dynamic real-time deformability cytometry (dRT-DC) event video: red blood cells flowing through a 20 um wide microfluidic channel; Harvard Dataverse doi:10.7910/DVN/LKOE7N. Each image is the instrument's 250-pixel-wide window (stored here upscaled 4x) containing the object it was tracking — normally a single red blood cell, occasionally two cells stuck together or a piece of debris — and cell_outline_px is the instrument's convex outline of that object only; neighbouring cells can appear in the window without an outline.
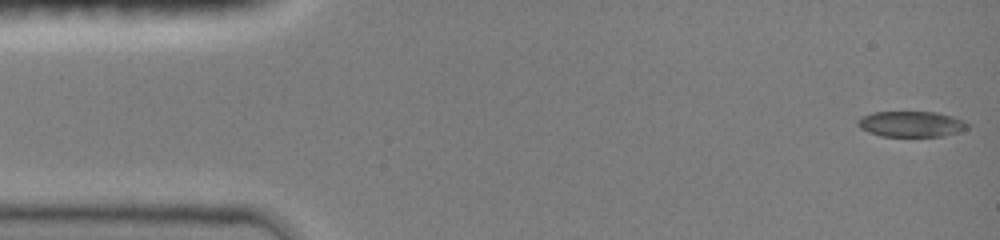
{"species": "common noctule bat (a hibernating species)", "species_latin": "Nyctalus noctula", "temperature_condition": "room temperature", "stored_images_in_passage": 47, "camera_frame_rate_fps": 3000, "um_per_image_px": 0.085, "animal": {"sex": "female", "body_mass_g": 19.0, "forearm_length_mm": 51.5}, "frame": {"image": 1, "passage_image": 1, "time_ms": 0.0, "image_size_px": [1000, 240], "cell_outline_px": [[968, 128], [960, 132], [944, 136], [880, 136], [868, 132], [860, 128], [856, 124], [856, 120], [872, 112], [936, 112], [952, 116], [964, 120], [968, 124]], "centroid_in_image_um": [77.45, 10.54], "position_along_channel_um": 7.5, "area_um2": 16.53}}
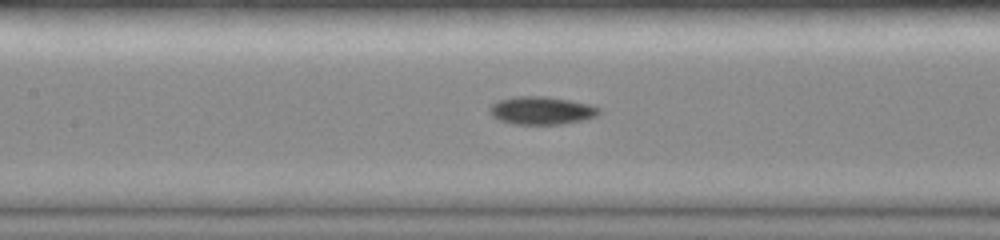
{"frame": {"image": 2, "passage_image": 21, "time_ms": 6.667, "image_size_px": [1000, 240], "cell_outline_px": [[600, 112], [596, 116], [584, 120], [560, 124], [512, 124], [500, 120], [492, 116], [488, 112], [488, 108], [496, 100], [512, 96], [548, 96], [592, 104], [600, 108]], "centroid_in_image_um": [46.01, 9.38], "position_along_channel_um": 161.4, "area_um2": 18.15}}
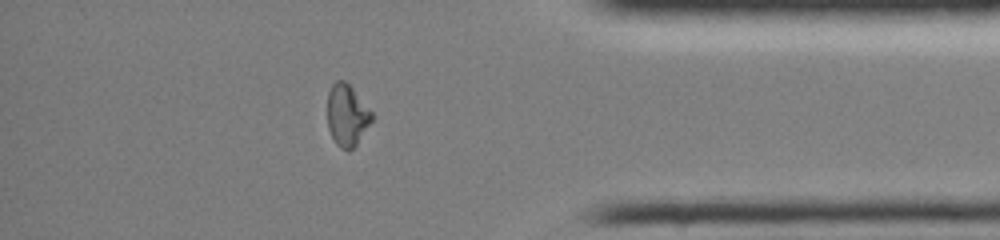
{"frame": {"image": 3, "passage_image": 40, "time_ms": 13.0, "image_size_px": [1000, 240], "cell_outline_px": [[372, 120], [356, 144], [348, 152], [340, 148], [336, 144], [328, 128], [328, 92], [332, 84], [336, 80], [344, 80], [352, 88], [372, 112]], "centroid_in_image_um": [29.47, 9.8], "position_along_channel_um": 405.7, "area_um2": 15.72}}